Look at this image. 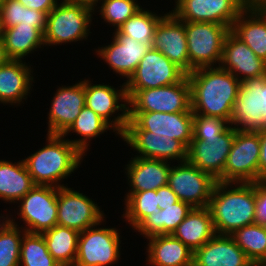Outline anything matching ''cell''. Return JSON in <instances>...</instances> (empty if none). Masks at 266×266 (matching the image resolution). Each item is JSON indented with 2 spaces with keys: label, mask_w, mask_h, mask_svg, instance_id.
Masks as SVG:
<instances>
[{
  "label": "cell",
  "mask_w": 266,
  "mask_h": 266,
  "mask_svg": "<svg viewBox=\"0 0 266 266\" xmlns=\"http://www.w3.org/2000/svg\"><path fill=\"white\" fill-rule=\"evenodd\" d=\"M187 78L192 112L230 122L241 82L221 66L194 69Z\"/></svg>",
  "instance_id": "1"
},
{
  "label": "cell",
  "mask_w": 266,
  "mask_h": 266,
  "mask_svg": "<svg viewBox=\"0 0 266 266\" xmlns=\"http://www.w3.org/2000/svg\"><path fill=\"white\" fill-rule=\"evenodd\" d=\"M231 184L238 187L233 188ZM255 208V182H217L208 204L215 232L219 235H231L235 230L256 223Z\"/></svg>",
  "instance_id": "2"
},
{
  "label": "cell",
  "mask_w": 266,
  "mask_h": 266,
  "mask_svg": "<svg viewBox=\"0 0 266 266\" xmlns=\"http://www.w3.org/2000/svg\"><path fill=\"white\" fill-rule=\"evenodd\" d=\"M46 138L48 144L23 161L35 185L64 187L60 180L79 167L85 154L62 135L47 134Z\"/></svg>",
  "instance_id": "3"
},
{
  "label": "cell",
  "mask_w": 266,
  "mask_h": 266,
  "mask_svg": "<svg viewBox=\"0 0 266 266\" xmlns=\"http://www.w3.org/2000/svg\"><path fill=\"white\" fill-rule=\"evenodd\" d=\"M128 112L178 113L191 110V87L187 76L180 82L144 90H126Z\"/></svg>",
  "instance_id": "4"
},
{
  "label": "cell",
  "mask_w": 266,
  "mask_h": 266,
  "mask_svg": "<svg viewBox=\"0 0 266 266\" xmlns=\"http://www.w3.org/2000/svg\"><path fill=\"white\" fill-rule=\"evenodd\" d=\"M189 55V74L197 68L220 66L223 44L230 29L210 22L184 21ZM217 61V62H216Z\"/></svg>",
  "instance_id": "5"
},
{
  "label": "cell",
  "mask_w": 266,
  "mask_h": 266,
  "mask_svg": "<svg viewBox=\"0 0 266 266\" xmlns=\"http://www.w3.org/2000/svg\"><path fill=\"white\" fill-rule=\"evenodd\" d=\"M94 9L83 5L57 4L47 16L45 45H57L87 39Z\"/></svg>",
  "instance_id": "6"
},
{
  "label": "cell",
  "mask_w": 266,
  "mask_h": 266,
  "mask_svg": "<svg viewBox=\"0 0 266 266\" xmlns=\"http://www.w3.org/2000/svg\"><path fill=\"white\" fill-rule=\"evenodd\" d=\"M259 156V133L235 129V138L223 172V182H259Z\"/></svg>",
  "instance_id": "7"
},
{
  "label": "cell",
  "mask_w": 266,
  "mask_h": 266,
  "mask_svg": "<svg viewBox=\"0 0 266 266\" xmlns=\"http://www.w3.org/2000/svg\"><path fill=\"white\" fill-rule=\"evenodd\" d=\"M229 124L237 131L257 132L266 127V76L241 82Z\"/></svg>",
  "instance_id": "8"
},
{
  "label": "cell",
  "mask_w": 266,
  "mask_h": 266,
  "mask_svg": "<svg viewBox=\"0 0 266 266\" xmlns=\"http://www.w3.org/2000/svg\"><path fill=\"white\" fill-rule=\"evenodd\" d=\"M125 131H149L181 141L188 148L193 139V112H128Z\"/></svg>",
  "instance_id": "9"
},
{
  "label": "cell",
  "mask_w": 266,
  "mask_h": 266,
  "mask_svg": "<svg viewBox=\"0 0 266 266\" xmlns=\"http://www.w3.org/2000/svg\"><path fill=\"white\" fill-rule=\"evenodd\" d=\"M217 182L212 175L187 160L171 167L168 175L169 187L180 201L192 208L208 207Z\"/></svg>",
  "instance_id": "10"
},
{
  "label": "cell",
  "mask_w": 266,
  "mask_h": 266,
  "mask_svg": "<svg viewBox=\"0 0 266 266\" xmlns=\"http://www.w3.org/2000/svg\"><path fill=\"white\" fill-rule=\"evenodd\" d=\"M252 0H176L171 13L181 21L210 22L230 30Z\"/></svg>",
  "instance_id": "11"
},
{
  "label": "cell",
  "mask_w": 266,
  "mask_h": 266,
  "mask_svg": "<svg viewBox=\"0 0 266 266\" xmlns=\"http://www.w3.org/2000/svg\"><path fill=\"white\" fill-rule=\"evenodd\" d=\"M58 187L35 185L19 201L18 215L25 222L23 229L29 233H43L57 225Z\"/></svg>",
  "instance_id": "12"
},
{
  "label": "cell",
  "mask_w": 266,
  "mask_h": 266,
  "mask_svg": "<svg viewBox=\"0 0 266 266\" xmlns=\"http://www.w3.org/2000/svg\"><path fill=\"white\" fill-rule=\"evenodd\" d=\"M88 227L79 233L77 266H107L120 257V234L115 228ZM94 228V229H93Z\"/></svg>",
  "instance_id": "13"
},
{
  "label": "cell",
  "mask_w": 266,
  "mask_h": 266,
  "mask_svg": "<svg viewBox=\"0 0 266 266\" xmlns=\"http://www.w3.org/2000/svg\"><path fill=\"white\" fill-rule=\"evenodd\" d=\"M187 74L160 51L150 48L140 60L135 72L126 80V90H144L172 85Z\"/></svg>",
  "instance_id": "14"
},
{
  "label": "cell",
  "mask_w": 266,
  "mask_h": 266,
  "mask_svg": "<svg viewBox=\"0 0 266 266\" xmlns=\"http://www.w3.org/2000/svg\"><path fill=\"white\" fill-rule=\"evenodd\" d=\"M235 138V128L230 126L217 138L192 139L187 148V161L201 171L223 182L227 157Z\"/></svg>",
  "instance_id": "15"
},
{
  "label": "cell",
  "mask_w": 266,
  "mask_h": 266,
  "mask_svg": "<svg viewBox=\"0 0 266 266\" xmlns=\"http://www.w3.org/2000/svg\"><path fill=\"white\" fill-rule=\"evenodd\" d=\"M57 206V225L79 233L104 220V213L94 201L68 186L58 188Z\"/></svg>",
  "instance_id": "16"
},
{
  "label": "cell",
  "mask_w": 266,
  "mask_h": 266,
  "mask_svg": "<svg viewBox=\"0 0 266 266\" xmlns=\"http://www.w3.org/2000/svg\"><path fill=\"white\" fill-rule=\"evenodd\" d=\"M121 99V100H120ZM124 104H119L120 101ZM126 102V103H125ZM128 98L126 95L125 83L116 90L114 87L103 84H93L85 79V106L92 109L102 119H104L113 131L122 135L128 122ZM122 111L111 121V116L116 111Z\"/></svg>",
  "instance_id": "17"
},
{
  "label": "cell",
  "mask_w": 266,
  "mask_h": 266,
  "mask_svg": "<svg viewBox=\"0 0 266 266\" xmlns=\"http://www.w3.org/2000/svg\"><path fill=\"white\" fill-rule=\"evenodd\" d=\"M152 48L160 51L170 61L189 74V55L184 21L167 13L159 21L153 37Z\"/></svg>",
  "instance_id": "18"
},
{
  "label": "cell",
  "mask_w": 266,
  "mask_h": 266,
  "mask_svg": "<svg viewBox=\"0 0 266 266\" xmlns=\"http://www.w3.org/2000/svg\"><path fill=\"white\" fill-rule=\"evenodd\" d=\"M85 106V80L57 89L48 117L49 135H62Z\"/></svg>",
  "instance_id": "19"
},
{
  "label": "cell",
  "mask_w": 266,
  "mask_h": 266,
  "mask_svg": "<svg viewBox=\"0 0 266 266\" xmlns=\"http://www.w3.org/2000/svg\"><path fill=\"white\" fill-rule=\"evenodd\" d=\"M220 66L231 72L240 82L266 76V62L258 58L231 30L224 40Z\"/></svg>",
  "instance_id": "20"
},
{
  "label": "cell",
  "mask_w": 266,
  "mask_h": 266,
  "mask_svg": "<svg viewBox=\"0 0 266 266\" xmlns=\"http://www.w3.org/2000/svg\"><path fill=\"white\" fill-rule=\"evenodd\" d=\"M140 155L138 157L156 160H187V147L166 136L152 135L149 131H124L120 136Z\"/></svg>",
  "instance_id": "21"
},
{
  "label": "cell",
  "mask_w": 266,
  "mask_h": 266,
  "mask_svg": "<svg viewBox=\"0 0 266 266\" xmlns=\"http://www.w3.org/2000/svg\"><path fill=\"white\" fill-rule=\"evenodd\" d=\"M115 30L111 44L98 48L97 55L109 64L113 72L129 79L151 47Z\"/></svg>",
  "instance_id": "22"
},
{
  "label": "cell",
  "mask_w": 266,
  "mask_h": 266,
  "mask_svg": "<svg viewBox=\"0 0 266 266\" xmlns=\"http://www.w3.org/2000/svg\"><path fill=\"white\" fill-rule=\"evenodd\" d=\"M231 31L266 62V1H252L235 20Z\"/></svg>",
  "instance_id": "23"
},
{
  "label": "cell",
  "mask_w": 266,
  "mask_h": 266,
  "mask_svg": "<svg viewBox=\"0 0 266 266\" xmlns=\"http://www.w3.org/2000/svg\"><path fill=\"white\" fill-rule=\"evenodd\" d=\"M125 198L123 217L134 229L156 210L172 209L179 201L168 184L158 190L128 192Z\"/></svg>",
  "instance_id": "24"
},
{
  "label": "cell",
  "mask_w": 266,
  "mask_h": 266,
  "mask_svg": "<svg viewBox=\"0 0 266 266\" xmlns=\"http://www.w3.org/2000/svg\"><path fill=\"white\" fill-rule=\"evenodd\" d=\"M253 263L230 235L215 234L193 252V266H251Z\"/></svg>",
  "instance_id": "25"
},
{
  "label": "cell",
  "mask_w": 266,
  "mask_h": 266,
  "mask_svg": "<svg viewBox=\"0 0 266 266\" xmlns=\"http://www.w3.org/2000/svg\"><path fill=\"white\" fill-rule=\"evenodd\" d=\"M129 162L126 165V174L131 187L129 192L158 190L168 184L170 162L141 158L138 155Z\"/></svg>",
  "instance_id": "26"
},
{
  "label": "cell",
  "mask_w": 266,
  "mask_h": 266,
  "mask_svg": "<svg viewBox=\"0 0 266 266\" xmlns=\"http://www.w3.org/2000/svg\"><path fill=\"white\" fill-rule=\"evenodd\" d=\"M29 67L22 60L13 59L0 66V103L18 105L27 98L33 81Z\"/></svg>",
  "instance_id": "27"
},
{
  "label": "cell",
  "mask_w": 266,
  "mask_h": 266,
  "mask_svg": "<svg viewBox=\"0 0 266 266\" xmlns=\"http://www.w3.org/2000/svg\"><path fill=\"white\" fill-rule=\"evenodd\" d=\"M216 234L208 207L192 208L171 234L192 252L201 248Z\"/></svg>",
  "instance_id": "28"
},
{
  "label": "cell",
  "mask_w": 266,
  "mask_h": 266,
  "mask_svg": "<svg viewBox=\"0 0 266 266\" xmlns=\"http://www.w3.org/2000/svg\"><path fill=\"white\" fill-rule=\"evenodd\" d=\"M148 240L147 260L151 266H193V252L171 234Z\"/></svg>",
  "instance_id": "29"
},
{
  "label": "cell",
  "mask_w": 266,
  "mask_h": 266,
  "mask_svg": "<svg viewBox=\"0 0 266 266\" xmlns=\"http://www.w3.org/2000/svg\"><path fill=\"white\" fill-rule=\"evenodd\" d=\"M20 161L0 160V199L5 202L19 201L35 186L24 161Z\"/></svg>",
  "instance_id": "30"
},
{
  "label": "cell",
  "mask_w": 266,
  "mask_h": 266,
  "mask_svg": "<svg viewBox=\"0 0 266 266\" xmlns=\"http://www.w3.org/2000/svg\"><path fill=\"white\" fill-rule=\"evenodd\" d=\"M4 47L9 59L22 60L44 44V34L35 26L21 23L12 28H3Z\"/></svg>",
  "instance_id": "31"
},
{
  "label": "cell",
  "mask_w": 266,
  "mask_h": 266,
  "mask_svg": "<svg viewBox=\"0 0 266 266\" xmlns=\"http://www.w3.org/2000/svg\"><path fill=\"white\" fill-rule=\"evenodd\" d=\"M191 210L189 204L179 200L172 209L156 210L148 215L135 230L147 239L157 235L172 234Z\"/></svg>",
  "instance_id": "32"
},
{
  "label": "cell",
  "mask_w": 266,
  "mask_h": 266,
  "mask_svg": "<svg viewBox=\"0 0 266 266\" xmlns=\"http://www.w3.org/2000/svg\"><path fill=\"white\" fill-rule=\"evenodd\" d=\"M41 234L57 263L75 262L79 237L77 230L56 225Z\"/></svg>",
  "instance_id": "33"
},
{
  "label": "cell",
  "mask_w": 266,
  "mask_h": 266,
  "mask_svg": "<svg viewBox=\"0 0 266 266\" xmlns=\"http://www.w3.org/2000/svg\"><path fill=\"white\" fill-rule=\"evenodd\" d=\"M110 129H112V127L104 119H102L92 109L84 106L76 120L62 134V136L65 137L71 131L72 133L75 132L77 135L82 136L83 138L81 139H68V141L84 154L88 149V139L90 140L95 138Z\"/></svg>",
  "instance_id": "34"
},
{
  "label": "cell",
  "mask_w": 266,
  "mask_h": 266,
  "mask_svg": "<svg viewBox=\"0 0 266 266\" xmlns=\"http://www.w3.org/2000/svg\"><path fill=\"white\" fill-rule=\"evenodd\" d=\"M230 236L252 263L261 264L266 261L265 225H247L235 230Z\"/></svg>",
  "instance_id": "35"
},
{
  "label": "cell",
  "mask_w": 266,
  "mask_h": 266,
  "mask_svg": "<svg viewBox=\"0 0 266 266\" xmlns=\"http://www.w3.org/2000/svg\"><path fill=\"white\" fill-rule=\"evenodd\" d=\"M164 16H158L156 13L153 14L151 11L143 10L141 7L139 11L118 27L117 30L121 34L130 36L136 41L149 45L152 48L155 29Z\"/></svg>",
  "instance_id": "36"
},
{
  "label": "cell",
  "mask_w": 266,
  "mask_h": 266,
  "mask_svg": "<svg viewBox=\"0 0 266 266\" xmlns=\"http://www.w3.org/2000/svg\"><path fill=\"white\" fill-rule=\"evenodd\" d=\"M22 232L19 266H56L57 262L49 253L43 235Z\"/></svg>",
  "instance_id": "37"
},
{
  "label": "cell",
  "mask_w": 266,
  "mask_h": 266,
  "mask_svg": "<svg viewBox=\"0 0 266 266\" xmlns=\"http://www.w3.org/2000/svg\"><path fill=\"white\" fill-rule=\"evenodd\" d=\"M13 221L10 219L0 233V266H19L23 234Z\"/></svg>",
  "instance_id": "38"
},
{
  "label": "cell",
  "mask_w": 266,
  "mask_h": 266,
  "mask_svg": "<svg viewBox=\"0 0 266 266\" xmlns=\"http://www.w3.org/2000/svg\"><path fill=\"white\" fill-rule=\"evenodd\" d=\"M101 1V0H98ZM136 0H102L100 14L106 23L116 29L141 8Z\"/></svg>",
  "instance_id": "39"
},
{
  "label": "cell",
  "mask_w": 266,
  "mask_h": 266,
  "mask_svg": "<svg viewBox=\"0 0 266 266\" xmlns=\"http://www.w3.org/2000/svg\"><path fill=\"white\" fill-rule=\"evenodd\" d=\"M228 127L229 122L225 119L193 113V139L217 138V135L223 133Z\"/></svg>",
  "instance_id": "40"
},
{
  "label": "cell",
  "mask_w": 266,
  "mask_h": 266,
  "mask_svg": "<svg viewBox=\"0 0 266 266\" xmlns=\"http://www.w3.org/2000/svg\"><path fill=\"white\" fill-rule=\"evenodd\" d=\"M3 28H12L22 22L23 4L18 0H0Z\"/></svg>",
  "instance_id": "41"
},
{
  "label": "cell",
  "mask_w": 266,
  "mask_h": 266,
  "mask_svg": "<svg viewBox=\"0 0 266 266\" xmlns=\"http://www.w3.org/2000/svg\"><path fill=\"white\" fill-rule=\"evenodd\" d=\"M47 16L48 14L45 12L27 8L23 5L22 22L20 23L26 26H35L44 34L47 26Z\"/></svg>",
  "instance_id": "42"
},
{
  "label": "cell",
  "mask_w": 266,
  "mask_h": 266,
  "mask_svg": "<svg viewBox=\"0 0 266 266\" xmlns=\"http://www.w3.org/2000/svg\"><path fill=\"white\" fill-rule=\"evenodd\" d=\"M256 223L266 226V181L255 182Z\"/></svg>",
  "instance_id": "43"
},
{
  "label": "cell",
  "mask_w": 266,
  "mask_h": 266,
  "mask_svg": "<svg viewBox=\"0 0 266 266\" xmlns=\"http://www.w3.org/2000/svg\"><path fill=\"white\" fill-rule=\"evenodd\" d=\"M257 132L260 137L259 181H266V127Z\"/></svg>",
  "instance_id": "44"
},
{
  "label": "cell",
  "mask_w": 266,
  "mask_h": 266,
  "mask_svg": "<svg viewBox=\"0 0 266 266\" xmlns=\"http://www.w3.org/2000/svg\"><path fill=\"white\" fill-rule=\"evenodd\" d=\"M27 8L49 13L59 2L58 0H18Z\"/></svg>",
  "instance_id": "45"
},
{
  "label": "cell",
  "mask_w": 266,
  "mask_h": 266,
  "mask_svg": "<svg viewBox=\"0 0 266 266\" xmlns=\"http://www.w3.org/2000/svg\"><path fill=\"white\" fill-rule=\"evenodd\" d=\"M61 3L62 4L83 5L85 7H88V8L95 10L97 3H98V0H63Z\"/></svg>",
  "instance_id": "46"
},
{
  "label": "cell",
  "mask_w": 266,
  "mask_h": 266,
  "mask_svg": "<svg viewBox=\"0 0 266 266\" xmlns=\"http://www.w3.org/2000/svg\"><path fill=\"white\" fill-rule=\"evenodd\" d=\"M8 60L9 58L5 51L3 38H0V66L5 64Z\"/></svg>",
  "instance_id": "47"
},
{
  "label": "cell",
  "mask_w": 266,
  "mask_h": 266,
  "mask_svg": "<svg viewBox=\"0 0 266 266\" xmlns=\"http://www.w3.org/2000/svg\"><path fill=\"white\" fill-rule=\"evenodd\" d=\"M4 216H0V218H3ZM1 222V221H0ZM10 222V218H8V216L2 221V223H0V233L1 231L6 227V225Z\"/></svg>",
  "instance_id": "48"
},
{
  "label": "cell",
  "mask_w": 266,
  "mask_h": 266,
  "mask_svg": "<svg viewBox=\"0 0 266 266\" xmlns=\"http://www.w3.org/2000/svg\"><path fill=\"white\" fill-rule=\"evenodd\" d=\"M56 266H77L75 262L57 263Z\"/></svg>",
  "instance_id": "49"
},
{
  "label": "cell",
  "mask_w": 266,
  "mask_h": 266,
  "mask_svg": "<svg viewBox=\"0 0 266 266\" xmlns=\"http://www.w3.org/2000/svg\"><path fill=\"white\" fill-rule=\"evenodd\" d=\"M3 25H2V19H1V14H0V38L3 36Z\"/></svg>",
  "instance_id": "50"
},
{
  "label": "cell",
  "mask_w": 266,
  "mask_h": 266,
  "mask_svg": "<svg viewBox=\"0 0 266 266\" xmlns=\"http://www.w3.org/2000/svg\"><path fill=\"white\" fill-rule=\"evenodd\" d=\"M251 266H263L262 264H255L253 263Z\"/></svg>",
  "instance_id": "51"
},
{
  "label": "cell",
  "mask_w": 266,
  "mask_h": 266,
  "mask_svg": "<svg viewBox=\"0 0 266 266\" xmlns=\"http://www.w3.org/2000/svg\"><path fill=\"white\" fill-rule=\"evenodd\" d=\"M263 266H266V261L265 262H263V263H261Z\"/></svg>",
  "instance_id": "52"
}]
</instances>
